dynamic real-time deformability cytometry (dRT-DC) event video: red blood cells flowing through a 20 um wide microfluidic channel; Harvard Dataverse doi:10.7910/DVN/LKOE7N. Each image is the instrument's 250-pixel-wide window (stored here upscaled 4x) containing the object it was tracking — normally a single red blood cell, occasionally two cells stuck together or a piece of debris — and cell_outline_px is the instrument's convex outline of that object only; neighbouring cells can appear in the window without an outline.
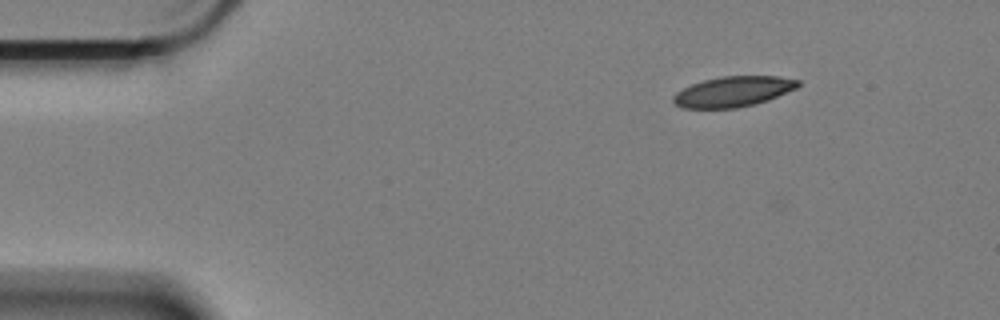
{"species": "Egyptian fruit bat (a non-hibernating species)", "species_latin": "Rousettus aegyptiacus", "temperature_condition": "cold", "stored_images_in_passage": 33, "camera_frame_rate_fps": 3000, "um_per_image_px": 0.085, "animal": {"sex": "female"}, "frame": {"image": 1, "passage_image": 1, "time_ms": 0.0, "image_size_px": [1000, 320], "cell_outline_px": [[800, 84], [796, 88], [768, 100], [756, 104], [736, 108], [684, 108], [676, 104], [672, 100], [672, 96], [676, 92], [692, 84], [704, 80], [720, 76], [780, 76], [800, 80]], "centroid_in_image_um": [62.33, 7.78], "position_along_channel_um": 22.7, "area_um2": 22.08}}
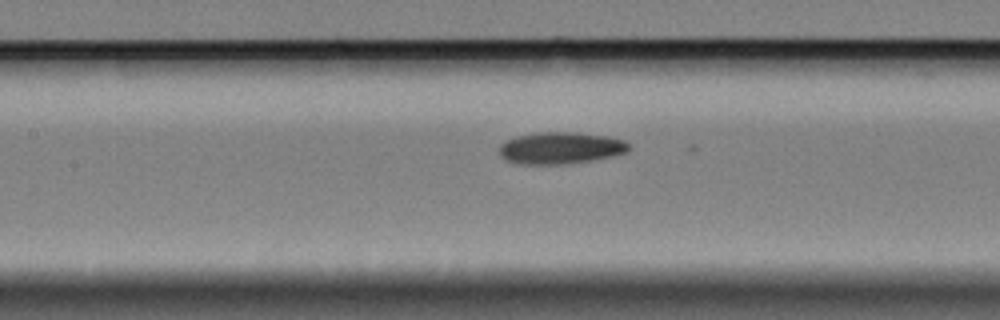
{"frame": {"image": 2, "passage_image": 20, "time_ms": 6.333, "image_size_px": [1000, 320], "cell_outline_px": [[632, 148], [628, 152], [612, 156], [592, 160], [568, 164], [516, 164], [500, 156], [500, 144], [504, 140], [516, 136], [536, 132], [576, 132], [608, 136], [624, 140]], "centroid_in_image_um": [47.65, 12.57], "position_along_channel_um": 159.8, "area_um2": 24.33}}
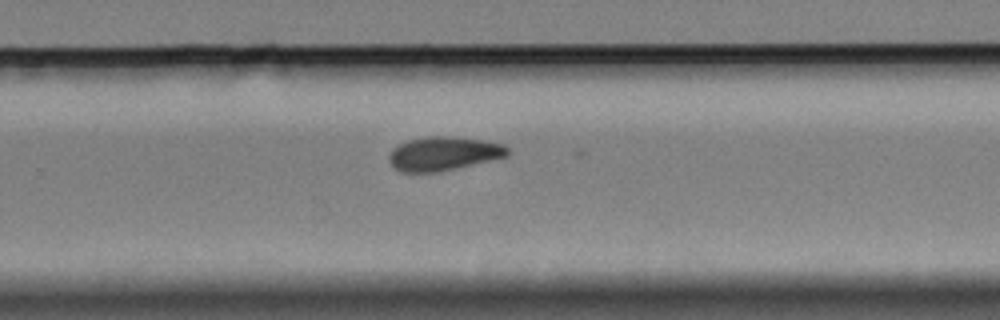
{"frame": {"image": 3, "passage_image": 32, "time_ms": 10.333, "image_size_px": [1000, 320], "cell_outline_px": [[512, 152], [508, 156], [456, 168], [436, 172], [400, 172], [388, 160], [388, 156], [392, 148], [408, 140], [428, 136], [452, 136], [484, 140], [504, 144]], "centroid_in_image_um": [37.72, 13.04], "position_along_channel_um": 292.1, "area_um2": 23.47}}